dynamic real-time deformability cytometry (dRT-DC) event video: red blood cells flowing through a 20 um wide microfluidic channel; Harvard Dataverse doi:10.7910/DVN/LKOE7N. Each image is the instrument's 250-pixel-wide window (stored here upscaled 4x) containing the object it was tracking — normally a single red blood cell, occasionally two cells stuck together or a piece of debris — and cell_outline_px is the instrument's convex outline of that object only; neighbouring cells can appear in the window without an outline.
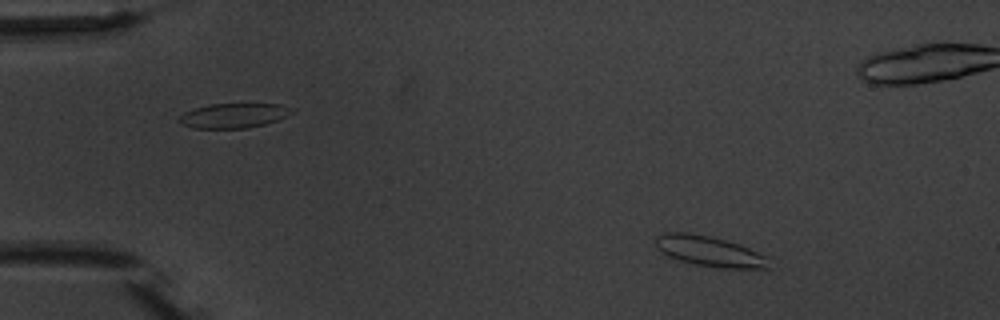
{"species": "common noctule bat (a hibernating species)", "species_latin": "Nyctalus noctula", "temperature_condition": "warm", "stored_images_in_passage": 6, "camera_frame_rate_fps": 3000, "um_per_image_px": 0.085, "animal": {"sex": "male", "body_mass_g": 20.1, "forearm_length_mm": 53.5}, "frame": {"image": 1, "passage_image": 2, "time_ms": 1.0, "image_size_px": [1000, 320], "cell_outline_px": [[772, 268], [720, 268], [696, 264], [680, 260], [668, 256], [660, 252], [656, 248], [656, 236], [664, 232], [688, 232], [712, 236], [740, 244], [764, 256]], "centroid_in_image_um": [60.25, 21.34], "position_along_channel_um": 24.7, "area_um2": 20.0}}